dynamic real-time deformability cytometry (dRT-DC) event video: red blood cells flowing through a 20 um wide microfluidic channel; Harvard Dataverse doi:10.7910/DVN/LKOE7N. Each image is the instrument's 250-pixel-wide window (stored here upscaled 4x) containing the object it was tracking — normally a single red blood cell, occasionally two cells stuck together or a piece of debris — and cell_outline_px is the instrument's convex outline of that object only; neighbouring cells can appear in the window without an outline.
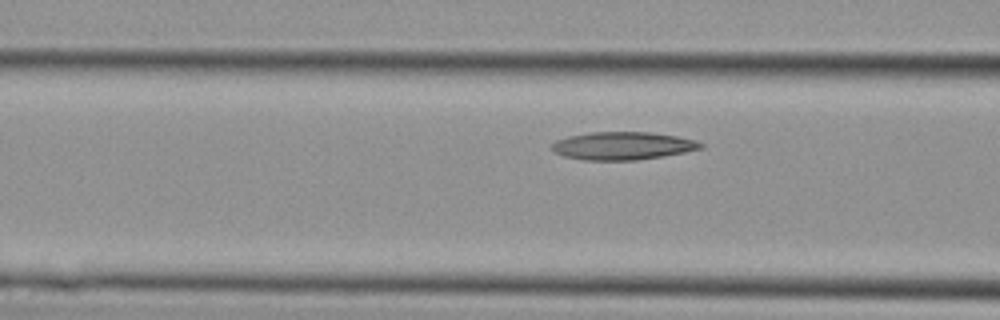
{"species": "Egyptian fruit bat (a non-hibernating species)", "species_latin": "Rousettus aegyptiacus", "temperature_condition": "cold", "stored_images_in_passage": 5, "camera_frame_rate_fps": 3000, "um_per_image_px": 0.085, "animal": {"sex": "female"}, "frame": {"image": 1, "passage_image": 5, "time_ms": 1.333, "image_size_px": [1000, 320], "cell_outline_px": [[704, 148], [664, 156], [636, 160], [584, 160], [564, 156], [552, 152], [552, 144], [556, 140], [568, 136], [592, 132], [648, 132], [676, 136], [696, 140], [704, 144]], "centroid_in_image_um": [52.93, 12.39], "position_along_channel_um": 113.7, "area_um2": 24.22}}